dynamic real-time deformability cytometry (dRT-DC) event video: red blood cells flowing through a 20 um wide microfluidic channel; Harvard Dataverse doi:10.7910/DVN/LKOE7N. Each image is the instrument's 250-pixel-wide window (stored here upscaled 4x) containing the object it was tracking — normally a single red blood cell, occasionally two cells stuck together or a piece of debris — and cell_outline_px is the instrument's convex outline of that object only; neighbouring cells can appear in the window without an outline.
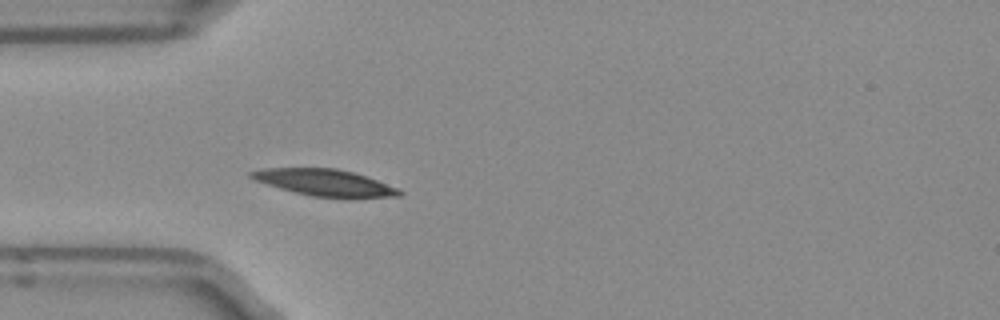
{"species": "Egyptian fruit bat (a non-hibernating species)", "species_latin": "Rousettus aegyptiacus", "temperature_condition": "room temperature", "stored_images_in_passage": 32, "camera_frame_rate_fps": 3000, "um_per_image_px": 0.085, "frame": {"image": 1, "passage_image": 1, "time_ms": 0.0, "image_size_px": [1000, 320], "cell_outline_px": [[404, 192], [400, 196], [352, 200], [348, 200], [312, 196], [280, 188], [252, 180], [248, 176], [248, 172], [264, 168], [336, 168], [352, 172], [376, 180], [396, 188]], "centroid_in_image_um": [27.62, 15.56], "position_along_channel_um": 57.4, "area_um2": 23.52}}
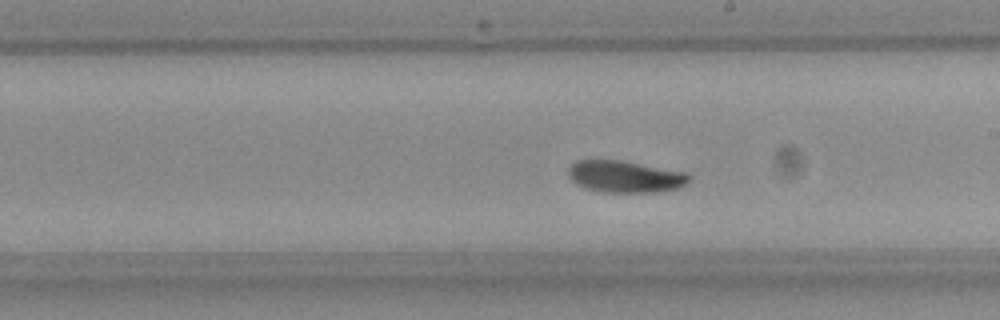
{"frame": {"image": 2, "passage_image": 15, "time_ms": 4.667, "image_size_px": [1000, 320], "cell_outline_px": [[692, 176], [680, 188], [660, 192], [604, 192], [584, 188], [576, 184], [568, 176], [568, 168], [576, 160], [620, 160], [688, 172]], "centroid_in_image_um": [53.15, 15.01], "position_along_channel_um": 235.9, "area_um2": 22.6}}
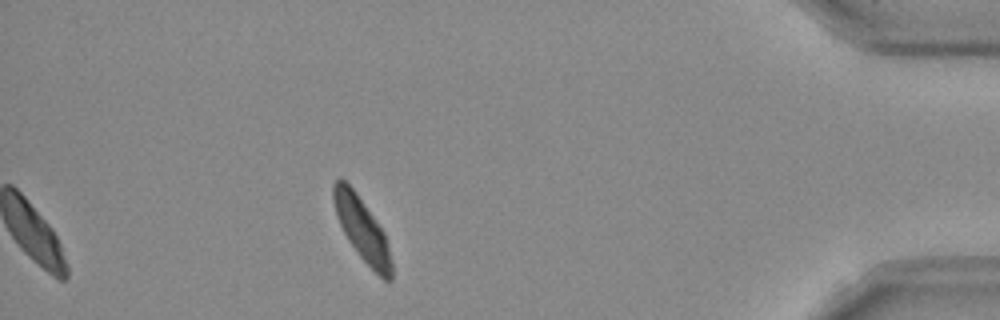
{"frame": {"image": 3, "passage_image": 32, "time_ms": 10.333, "image_size_px": [1000, 320], "cell_outline_px": [[392, 280], [384, 280], [356, 252], [348, 240], [336, 216], [332, 200], [332, 184], [340, 176], [356, 192], [384, 232], [392, 264]], "centroid_in_image_um": [30.74, 19.44], "position_along_channel_um": 404.5, "area_um2": 21.1}, "authors_computed_cell_mechanics": {"area_um2": 22.6865, "velocity_mm_per_s": 3.8878, "shape_relaxation_time_tau1_ms": 2.807, "shape_relaxation_time_tau2_ms": 3.8748, "deformation_change_tau1": 0.1001, "deformation_change_tau2": 0.0783}}